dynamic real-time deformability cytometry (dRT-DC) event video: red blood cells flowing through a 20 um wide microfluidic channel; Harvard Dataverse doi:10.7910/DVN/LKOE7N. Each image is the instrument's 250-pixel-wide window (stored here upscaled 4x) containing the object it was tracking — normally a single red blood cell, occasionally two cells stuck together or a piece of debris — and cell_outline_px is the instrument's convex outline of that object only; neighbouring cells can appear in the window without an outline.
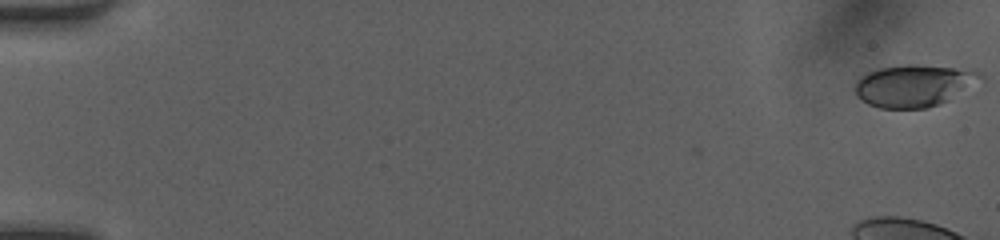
{"species": "human", "species_latin": "Homo sapiens", "temperature_condition": "room temperature", "stored_images_in_passage": 46, "camera_frame_rate_fps": 3000, "um_per_image_px": 0.085, "donor": {"sex": "female"}, "frame": {"image": 1, "passage_image": 1, "time_ms": 0.0, "image_size_px": [1000, 240], "cell_outline_px": [[984, 80], [948, 100], [940, 104], [928, 108], [880, 108], [868, 104], [856, 96], [852, 88], [856, 80], [860, 76], [868, 72], [880, 68], [908, 64], [976, 68], [984, 76]], "centroid_in_image_um": [77.73, 7.26], "position_along_channel_um": 7.3, "area_um2": 31.5}}
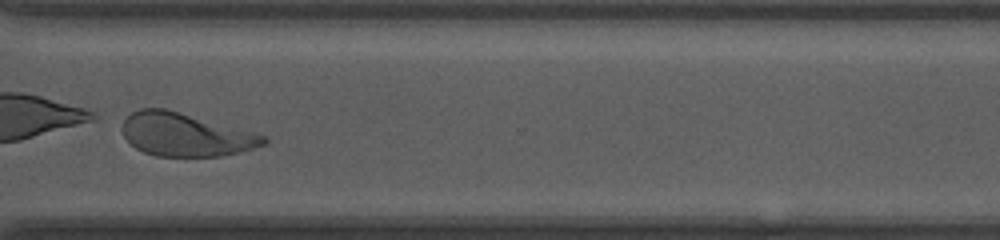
{"frame": {"image": 2, "passage_image": 40, "time_ms": 13.0, "image_size_px": [1000, 240], "cell_outline_px": [[268, 144], [220, 156], [156, 156], [144, 152], [136, 148], [124, 136], [120, 128], [124, 120], [132, 112], [140, 108], [164, 108], [268, 136]], "centroid_in_image_um": [15.75, 11.44], "position_along_channel_um": 354.9, "area_um2": 35.26}}